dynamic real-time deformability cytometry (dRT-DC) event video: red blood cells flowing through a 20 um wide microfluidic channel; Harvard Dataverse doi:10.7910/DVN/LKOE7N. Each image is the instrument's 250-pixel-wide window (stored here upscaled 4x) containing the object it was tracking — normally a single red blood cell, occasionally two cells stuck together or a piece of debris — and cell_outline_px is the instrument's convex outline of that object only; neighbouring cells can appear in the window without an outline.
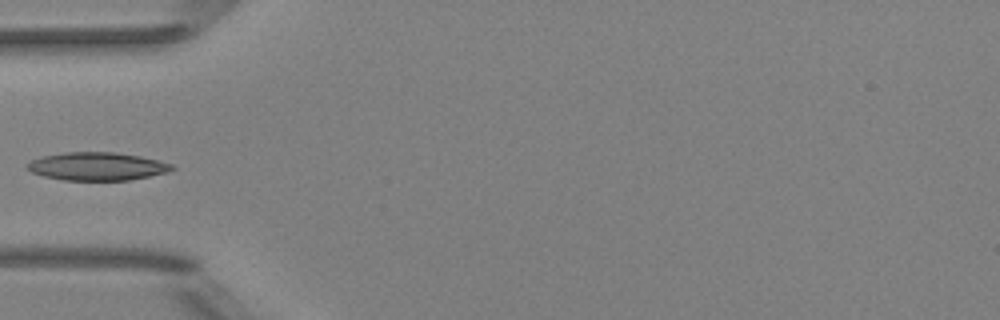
{"species": "Egyptian fruit bat (a non-hibernating species)", "species_latin": "Rousettus aegyptiacus", "temperature_condition": "room temperature", "stored_images_in_passage": 5, "camera_frame_rate_fps": 3000, "um_per_image_px": 0.085, "animal": {"sex": "female"}, "frame": {"image": 1, "passage_image": 5, "time_ms": 4.333, "image_size_px": [1000, 320], "cell_outline_px": [[176, 168], [168, 172], [128, 180], [64, 180], [44, 176], [32, 172], [24, 168], [24, 164], [40, 156], [64, 152], [116, 152], [140, 156], [172, 164]], "centroid_in_image_um": [8.2, 14.13], "position_along_channel_um": 76.8, "area_um2": 23.76}}